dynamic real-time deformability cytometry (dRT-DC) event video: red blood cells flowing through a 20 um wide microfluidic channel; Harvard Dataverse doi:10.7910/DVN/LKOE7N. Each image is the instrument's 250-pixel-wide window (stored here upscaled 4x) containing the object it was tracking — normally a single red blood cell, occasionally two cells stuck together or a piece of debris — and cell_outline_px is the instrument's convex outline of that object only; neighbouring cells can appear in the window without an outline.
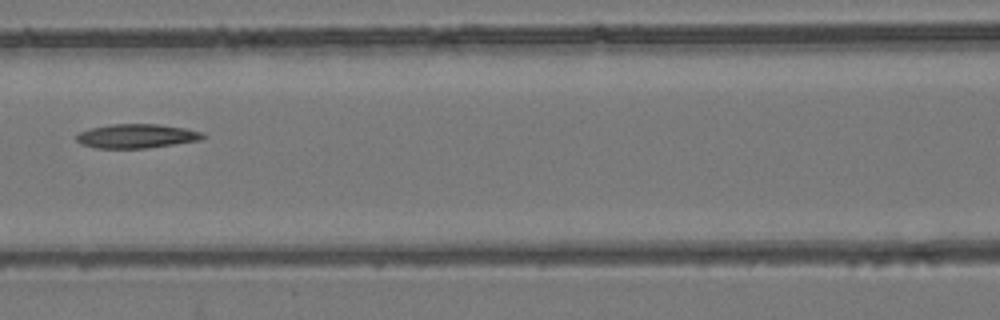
{"species": "common noctule bat (a hibernating species)", "species_latin": "Nyctalus noctula", "temperature_condition": "room temperature", "stored_images_in_passage": 7, "camera_frame_rate_fps": 3000, "um_per_image_px": 0.085, "animal": {"sex": "female", "body_mass_g": 24.6, "forearm_length_mm": 56.2}, "frame": {"image": 1, "passage_image": 7, "time_ms": 6.667, "image_size_px": [1000, 320], "cell_outline_px": [[204, 136], [200, 140], [144, 148], [96, 148], [80, 144], [76, 140], [76, 136], [80, 132], [88, 128], [112, 124], [156, 124], [184, 128], [204, 132]], "centroid_in_image_um": [11.56, 11.56], "position_along_channel_um": 155.0, "area_um2": 17.63}}